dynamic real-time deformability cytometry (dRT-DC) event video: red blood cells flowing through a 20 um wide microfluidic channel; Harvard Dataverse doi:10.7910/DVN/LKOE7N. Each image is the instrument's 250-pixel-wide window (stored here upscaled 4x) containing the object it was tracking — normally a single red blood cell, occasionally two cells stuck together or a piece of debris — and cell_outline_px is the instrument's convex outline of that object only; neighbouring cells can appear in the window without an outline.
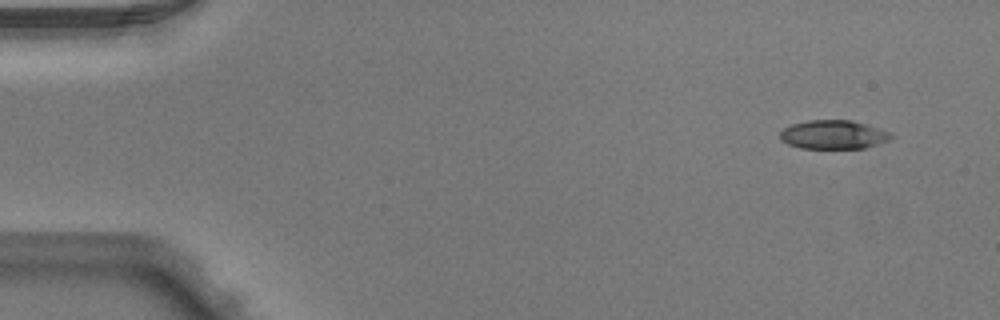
{"species": "Egyptian fruit bat (a non-hibernating species)", "species_latin": "Rousettus aegyptiacus", "temperature_condition": "warm", "stored_images_in_passage": 3, "camera_frame_rate_fps": 3000, "um_per_image_px": 0.085, "animal": {"sex": "male"}, "frame": {"image": 1, "passage_image": 1, "time_ms": 0.0, "image_size_px": [1000, 320], "cell_outline_px": [[892, 136], [888, 140], [864, 148], [800, 148], [788, 144], [780, 140], [780, 132], [784, 128], [792, 124], [808, 120], [852, 120], [880, 128], [892, 132]], "centroid_in_image_um": [70.83, 11.43], "position_along_channel_um": 14.2, "area_um2": 18.61}}